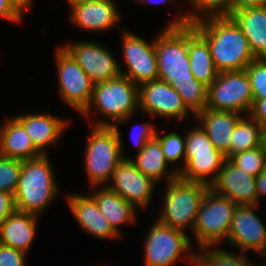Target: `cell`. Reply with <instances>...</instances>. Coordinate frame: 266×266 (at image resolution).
Here are the masks:
<instances>
[{
    "instance_id": "1",
    "label": "cell",
    "mask_w": 266,
    "mask_h": 266,
    "mask_svg": "<svg viewBox=\"0 0 266 266\" xmlns=\"http://www.w3.org/2000/svg\"><path fill=\"white\" fill-rule=\"evenodd\" d=\"M191 24L207 41L219 73L244 70L257 59L248 39L230 16H210Z\"/></svg>"
},
{
    "instance_id": "2",
    "label": "cell",
    "mask_w": 266,
    "mask_h": 266,
    "mask_svg": "<svg viewBox=\"0 0 266 266\" xmlns=\"http://www.w3.org/2000/svg\"><path fill=\"white\" fill-rule=\"evenodd\" d=\"M92 109L95 114L104 117V120L100 117L98 121H94L93 127L119 126L130 120L129 118L136 115L137 109L139 110V86L122 75L95 83L91 103L81 115L89 120Z\"/></svg>"
},
{
    "instance_id": "3",
    "label": "cell",
    "mask_w": 266,
    "mask_h": 266,
    "mask_svg": "<svg viewBox=\"0 0 266 266\" xmlns=\"http://www.w3.org/2000/svg\"><path fill=\"white\" fill-rule=\"evenodd\" d=\"M47 154L22 161L21 174L14 192L16 210L38 216L59 192L55 172Z\"/></svg>"
},
{
    "instance_id": "4",
    "label": "cell",
    "mask_w": 266,
    "mask_h": 266,
    "mask_svg": "<svg viewBox=\"0 0 266 266\" xmlns=\"http://www.w3.org/2000/svg\"><path fill=\"white\" fill-rule=\"evenodd\" d=\"M85 147V170L91 187H104L123 159V138L118 126L91 127Z\"/></svg>"
},
{
    "instance_id": "5",
    "label": "cell",
    "mask_w": 266,
    "mask_h": 266,
    "mask_svg": "<svg viewBox=\"0 0 266 266\" xmlns=\"http://www.w3.org/2000/svg\"><path fill=\"white\" fill-rule=\"evenodd\" d=\"M155 38L158 79L176 88L177 83L196 80L188 54V25L166 26Z\"/></svg>"
},
{
    "instance_id": "6",
    "label": "cell",
    "mask_w": 266,
    "mask_h": 266,
    "mask_svg": "<svg viewBox=\"0 0 266 266\" xmlns=\"http://www.w3.org/2000/svg\"><path fill=\"white\" fill-rule=\"evenodd\" d=\"M166 186L164 204L157 220L182 231L187 227L193 231L202 199L210 186L179 176L166 183Z\"/></svg>"
},
{
    "instance_id": "7",
    "label": "cell",
    "mask_w": 266,
    "mask_h": 266,
    "mask_svg": "<svg viewBox=\"0 0 266 266\" xmlns=\"http://www.w3.org/2000/svg\"><path fill=\"white\" fill-rule=\"evenodd\" d=\"M152 224L144 239V266H173L184 257L195 266L196 252L190 251L193 244L185 231L157 219Z\"/></svg>"
},
{
    "instance_id": "8",
    "label": "cell",
    "mask_w": 266,
    "mask_h": 266,
    "mask_svg": "<svg viewBox=\"0 0 266 266\" xmlns=\"http://www.w3.org/2000/svg\"><path fill=\"white\" fill-rule=\"evenodd\" d=\"M237 207L228 197L209 188L202 199L192 234L196 246L213 247L227 241L234 211Z\"/></svg>"
},
{
    "instance_id": "9",
    "label": "cell",
    "mask_w": 266,
    "mask_h": 266,
    "mask_svg": "<svg viewBox=\"0 0 266 266\" xmlns=\"http://www.w3.org/2000/svg\"><path fill=\"white\" fill-rule=\"evenodd\" d=\"M253 101L246 69L226 71L208 87L206 108L248 115Z\"/></svg>"
},
{
    "instance_id": "10",
    "label": "cell",
    "mask_w": 266,
    "mask_h": 266,
    "mask_svg": "<svg viewBox=\"0 0 266 266\" xmlns=\"http://www.w3.org/2000/svg\"><path fill=\"white\" fill-rule=\"evenodd\" d=\"M55 53L59 95L81 115L91 103L94 83L62 46Z\"/></svg>"
},
{
    "instance_id": "11",
    "label": "cell",
    "mask_w": 266,
    "mask_h": 266,
    "mask_svg": "<svg viewBox=\"0 0 266 266\" xmlns=\"http://www.w3.org/2000/svg\"><path fill=\"white\" fill-rule=\"evenodd\" d=\"M122 32L123 59L128 70L124 71L120 67L121 75L128 77L138 86L145 82L157 80L158 66L155 52V38L154 41L147 42L132 32Z\"/></svg>"
},
{
    "instance_id": "12",
    "label": "cell",
    "mask_w": 266,
    "mask_h": 266,
    "mask_svg": "<svg viewBox=\"0 0 266 266\" xmlns=\"http://www.w3.org/2000/svg\"><path fill=\"white\" fill-rule=\"evenodd\" d=\"M95 84L121 75L120 64L106 46L92 41H76L62 46ZM114 55V56H113Z\"/></svg>"
},
{
    "instance_id": "13",
    "label": "cell",
    "mask_w": 266,
    "mask_h": 266,
    "mask_svg": "<svg viewBox=\"0 0 266 266\" xmlns=\"http://www.w3.org/2000/svg\"><path fill=\"white\" fill-rule=\"evenodd\" d=\"M139 111L150 116L190 119L195 115L184 104L179 93L162 80L145 82L139 86Z\"/></svg>"
},
{
    "instance_id": "14",
    "label": "cell",
    "mask_w": 266,
    "mask_h": 266,
    "mask_svg": "<svg viewBox=\"0 0 266 266\" xmlns=\"http://www.w3.org/2000/svg\"><path fill=\"white\" fill-rule=\"evenodd\" d=\"M257 205H237L228 232V244L241 253L252 251L266 257V226L256 214Z\"/></svg>"
},
{
    "instance_id": "15",
    "label": "cell",
    "mask_w": 266,
    "mask_h": 266,
    "mask_svg": "<svg viewBox=\"0 0 266 266\" xmlns=\"http://www.w3.org/2000/svg\"><path fill=\"white\" fill-rule=\"evenodd\" d=\"M107 187L118 193L135 208H147L150 205L155 185L151 178L141 173L135 164L128 159H123L113 172L112 179Z\"/></svg>"
},
{
    "instance_id": "16",
    "label": "cell",
    "mask_w": 266,
    "mask_h": 266,
    "mask_svg": "<svg viewBox=\"0 0 266 266\" xmlns=\"http://www.w3.org/2000/svg\"><path fill=\"white\" fill-rule=\"evenodd\" d=\"M255 178L227 159L210 188L215 193L228 197L237 205H257Z\"/></svg>"
},
{
    "instance_id": "17",
    "label": "cell",
    "mask_w": 266,
    "mask_h": 266,
    "mask_svg": "<svg viewBox=\"0 0 266 266\" xmlns=\"http://www.w3.org/2000/svg\"><path fill=\"white\" fill-rule=\"evenodd\" d=\"M113 0H99L70 6V21L78 28L100 32L116 27L121 20Z\"/></svg>"
},
{
    "instance_id": "18",
    "label": "cell",
    "mask_w": 266,
    "mask_h": 266,
    "mask_svg": "<svg viewBox=\"0 0 266 266\" xmlns=\"http://www.w3.org/2000/svg\"><path fill=\"white\" fill-rule=\"evenodd\" d=\"M74 194V195H73ZM70 211L81 229L99 239L120 238L98 209L95 199L88 194L71 193L66 196Z\"/></svg>"
},
{
    "instance_id": "19",
    "label": "cell",
    "mask_w": 266,
    "mask_h": 266,
    "mask_svg": "<svg viewBox=\"0 0 266 266\" xmlns=\"http://www.w3.org/2000/svg\"><path fill=\"white\" fill-rule=\"evenodd\" d=\"M242 117L235 112L204 108L195 115L201 128L208 134L215 149L230 158L231 136L235 125Z\"/></svg>"
},
{
    "instance_id": "20",
    "label": "cell",
    "mask_w": 266,
    "mask_h": 266,
    "mask_svg": "<svg viewBox=\"0 0 266 266\" xmlns=\"http://www.w3.org/2000/svg\"><path fill=\"white\" fill-rule=\"evenodd\" d=\"M15 118L23 125L35 148L42 155L47 154L46 147L57 143L68 125L67 120L46 113L21 114Z\"/></svg>"
},
{
    "instance_id": "21",
    "label": "cell",
    "mask_w": 266,
    "mask_h": 266,
    "mask_svg": "<svg viewBox=\"0 0 266 266\" xmlns=\"http://www.w3.org/2000/svg\"><path fill=\"white\" fill-rule=\"evenodd\" d=\"M38 216L15 211L0 224V243L28 254L36 235Z\"/></svg>"
},
{
    "instance_id": "22",
    "label": "cell",
    "mask_w": 266,
    "mask_h": 266,
    "mask_svg": "<svg viewBox=\"0 0 266 266\" xmlns=\"http://www.w3.org/2000/svg\"><path fill=\"white\" fill-rule=\"evenodd\" d=\"M226 160L221 151L185 152V166L178 176L187 181L201 182L210 186L216 180Z\"/></svg>"
},
{
    "instance_id": "23",
    "label": "cell",
    "mask_w": 266,
    "mask_h": 266,
    "mask_svg": "<svg viewBox=\"0 0 266 266\" xmlns=\"http://www.w3.org/2000/svg\"><path fill=\"white\" fill-rule=\"evenodd\" d=\"M0 155L18 160L41 156L23 125L12 116L0 127Z\"/></svg>"
},
{
    "instance_id": "24",
    "label": "cell",
    "mask_w": 266,
    "mask_h": 266,
    "mask_svg": "<svg viewBox=\"0 0 266 266\" xmlns=\"http://www.w3.org/2000/svg\"><path fill=\"white\" fill-rule=\"evenodd\" d=\"M248 39L256 58H266V6L249 7L229 15Z\"/></svg>"
},
{
    "instance_id": "25",
    "label": "cell",
    "mask_w": 266,
    "mask_h": 266,
    "mask_svg": "<svg viewBox=\"0 0 266 266\" xmlns=\"http://www.w3.org/2000/svg\"><path fill=\"white\" fill-rule=\"evenodd\" d=\"M90 194L96 201L98 209L110 223L113 230L121 236L119 225L134 224L136 221V208L113 192L107 186L95 189ZM96 190V191H95Z\"/></svg>"
},
{
    "instance_id": "26",
    "label": "cell",
    "mask_w": 266,
    "mask_h": 266,
    "mask_svg": "<svg viewBox=\"0 0 266 266\" xmlns=\"http://www.w3.org/2000/svg\"><path fill=\"white\" fill-rule=\"evenodd\" d=\"M188 54L193 77L209 87L218 75L207 41L188 24Z\"/></svg>"
},
{
    "instance_id": "27",
    "label": "cell",
    "mask_w": 266,
    "mask_h": 266,
    "mask_svg": "<svg viewBox=\"0 0 266 266\" xmlns=\"http://www.w3.org/2000/svg\"><path fill=\"white\" fill-rule=\"evenodd\" d=\"M130 160L141 173L157 184L163 178L166 179V183H169L178 176L175 170H168V163L165 161L160 142L156 138L147 142L144 148L136 153L135 158H130Z\"/></svg>"
},
{
    "instance_id": "28",
    "label": "cell",
    "mask_w": 266,
    "mask_h": 266,
    "mask_svg": "<svg viewBox=\"0 0 266 266\" xmlns=\"http://www.w3.org/2000/svg\"><path fill=\"white\" fill-rule=\"evenodd\" d=\"M189 3L195 9L192 10L194 12L175 15L176 19L168 21L166 26H185L206 17L231 14V0H189Z\"/></svg>"
},
{
    "instance_id": "29",
    "label": "cell",
    "mask_w": 266,
    "mask_h": 266,
    "mask_svg": "<svg viewBox=\"0 0 266 266\" xmlns=\"http://www.w3.org/2000/svg\"><path fill=\"white\" fill-rule=\"evenodd\" d=\"M241 117L231 136L230 157L236 153L255 149L260 146L262 126L249 114Z\"/></svg>"
},
{
    "instance_id": "30",
    "label": "cell",
    "mask_w": 266,
    "mask_h": 266,
    "mask_svg": "<svg viewBox=\"0 0 266 266\" xmlns=\"http://www.w3.org/2000/svg\"><path fill=\"white\" fill-rule=\"evenodd\" d=\"M199 250V253L195 254V266H257L246 258L245 253H233L223 247H203Z\"/></svg>"
},
{
    "instance_id": "31",
    "label": "cell",
    "mask_w": 266,
    "mask_h": 266,
    "mask_svg": "<svg viewBox=\"0 0 266 266\" xmlns=\"http://www.w3.org/2000/svg\"><path fill=\"white\" fill-rule=\"evenodd\" d=\"M187 108L196 115L207 105L208 87L198 80L192 82L177 83L175 88Z\"/></svg>"
},
{
    "instance_id": "32",
    "label": "cell",
    "mask_w": 266,
    "mask_h": 266,
    "mask_svg": "<svg viewBox=\"0 0 266 266\" xmlns=\"http://www.w3.org/2000/svg\"><path fill=\"white\" fill-rule=\"evenodd\" d=\"M163 150L165 161L171 165V163L182 161V166L174 169L179 173L185 166V136L179 135L177 132H168L167 134L161 135L156 131V137Z\"/></svg>"
},
{
    "instance_id": "33",
    "label": "cell",
    "mask_w": 266,
    "mask_h": 266,
    "mask_svg": "<svg viewBox=\"0 0 266 266\" xmlns=\"http://www.w3.org/2000/svg\"><path fill=\"white\" fill-rule=\"evenodd\" d=\"M229 160L254 177L266 169V154L260 147L236 153Z\"/></svg>"
},
{
    "instance_id": "34",
    "label": "cell",
    "mask_w": 266,
    "mask_h": 266,
    "mask_svg": "<svg viewBox=\"0 0 266 266\" xmlns=\"http://www.w3.org/2000/svg\"><path fill=\"white\" fill-rule=\"evenodd\" d=\"M22 160L0 155V191L14 194L21 174Z\"/></svg>"
},
{
    "instance_id": "35",
    "label": "cell",
    "mask_w": 266,
    "mask_h": 266,
    "mask_svg": "<svg viewBox=\"0 0 266 266\" xmlns=\"http://www.w3.org/2000/svg\"><path fill=\"white\" fill-rule=\"evenodd\" d=\"M253 100L266 98V58L253 60L246 68Z\"/></svg>"
},
{
    "instance_id": "36",
    "label": "cell",
    "mask_w": 266,
    "mask_h": 266,
    "mask_svg": "<svg viewBox=\"0 0 266 266\" xmlns=\"http://www.w3.org/2000/svg\"><path fill=\"white\" fill-rule=\"evenodd\" d=\"M185 152L219 151L214 148L208 134L200 125H194L185 134Z\"/></svg>"
},
{
    "instance_id": "37",
    "label": "cell",
    "mask_w": 266,
    "mask_h": 266,
    "mask_svg": "<svg viewBox=\"0 0 266 266\" xmlns=\"http://www.w3.org/2000/svg\"><path fill=\"white\" fill-rule=\"evenodd\" d=\"M27 253L0 243V266H26Z\"/></svg>"
},
{
    "instance_id": "38",
    "label": "cell",
    "mask_w": 266,
    "mask_h": 266,
    "mask_svg": "<svg viewBox=\"0 0 266 266\" xmlns=\"http://www.w3.org/2000/svg\"><path fill=\"white\" fill-rule=\"evenodd\" d=\"M136 127H134L132 130L133 133H131L133 136L132 140L133 143L136 145V147H138L136 153H139L145 146V144L149 141H151L152 139H154L156 137V129L154 128V124L151 125L150 123H142L135 125Z\"/></svg>"
},
{
    "instance_id": "39",
    "label": "cell",
    "mask_w": 266,
    "mask_h": 266,
    "mask_svg": "<svg viewBox=\"0 0 266 266\" xmlns=\"http://www.w3.org/2000/svg\"><path fill=\"white\" fill-rule=\"evenodd\" d=\"M15 211L14 194L0 191V224Z\"/></svg>"
},
{
    "instance_id": "40",
    "label": "cell",
    "mask_w": 266,
    "mask_h": 266,
    "mask_svg": "<svg viewBox=\"0 0 266 266\" xmlns=\"http://www.w3.org/2000/svg\"><path fill=\"white\" fill-rule=\"evenodd\" d=\"M22 16L10 0H0V18L16 24L21 23Z\"/></svg>"
},
{
    "instance_id": "41",
    "label": "cell",
    "mask_w": 266,
    "mask_h": 266,
    "mask_svg": "<svg viewBox=\"0 0 266 266\" xmlns=\"http://www.w3.org/2000/svg\"><path fill=\"white\" fill-rule=\"evenodd\" d=\"M249 115L261 126H266V98L254 100Z\"/></svg>"
},
{
    "instance_id": "42",
    "label": "cell",
    "mask_w": 266,
    "mask_h": 266,
    "mask_svg": "<svg viewBox=\"0 0 266 266\" xmlns=\"http://www.w3.org/2000/svg\"><path fill=\"white\" fill-rule=\"evenodd\" d=\"M266 6V0H231V13L249 7Z\"/></svg>"
},
{
    "instance_id": "43",
    "label": "cell",
    "mask_w": 266,
    "mask_h": 266,
    "mask_svg": "<svg viewBox=\"0 0 266 266\" xmlns=\"http://www.w3.org/2000/svg\"><path fill=\"white\" fill-rule=\"evenodd\" d=\"M255 182L259 203L260 196H266V169L256 176Z\"/></svg>"
},
{
    "instance_id": "44",
    "label": "cell",
    "mask_w": 266,
    "mask_h": 266,
    "mask_svg": "<svg viewBox=\"0 0 266 266\" xmlns=\"http://www.w3.org/2000/svg\"><path fill=\"white\" fill-rule=\"evenodd\" d=\"M14 7L23 15L24 11L31 9L34 0H10Z\"/></svg>"
},
{
    "instance_id": "45",
    "label": "cell",
    "mask_w": 266,
    "mask_h": 266,
    "mask_svg": "<svg viewBox=\"0 0 266 266\" xmlns=\"http://www.w3.org/2000/svg\"><path fill=\"white\" fill-rule=\"evenodd\" d=\"M264 153L266 154V126H262L260 132V146Z\"/></svg>"
},
{
    "instance_id": "46",
    "label": "cell",
    "mask_w": 266,
    "mask_h": 266,
    "mask_svg": "<svg viewBox=\"0 0 266 266\" xmlns=\"http://www.w3.org/2000/svg\"><path fill=\"white\" fill-rule=\"evenodd\" d=\"M138 2L142 3V4H154V5H157V4H166L170 1L173 2V0H137Z\"/></svg>"
},
{
    "instance_id": "47",
    "label": "cell",
    "mask_w": 266,
    "mask_h": 266,
    "mask_svg": "<svg viewBox=\"0 0 266 266\" xmlns=\"http://www.w3.org/2000/svg\"><path fill=\"white\" fill-rule=\"evenodd\" d=\"M69 4V6L76 5V4H81L85 2H95L99 0H66Z\"/></svg>"
}]
</instances>
